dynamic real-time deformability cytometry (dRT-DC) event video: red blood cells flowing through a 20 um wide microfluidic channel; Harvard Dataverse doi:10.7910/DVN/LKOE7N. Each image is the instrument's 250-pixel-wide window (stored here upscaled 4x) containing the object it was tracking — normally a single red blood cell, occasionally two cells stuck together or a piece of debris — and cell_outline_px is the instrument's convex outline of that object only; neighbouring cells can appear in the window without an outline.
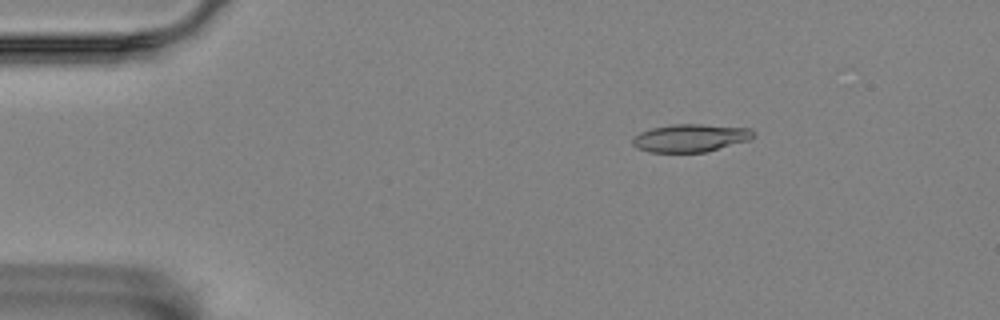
{"species": "Egyptian fruit bat (a non-hibernating species)", "species_latin": "Rousettus aegyptiacus", "temperature_condition": "room temperature", "stored_images_in_passage": 5, "camera_frame_rate_fps": 3000, "um_per_image_px": 0.085, "animal": {"sex": "female"}, "frame": {"image": 1, "passage_image": 3, "time_ms": 0.667, "image_size_px": [1000, 320], "cell_outline_px": [[752, 136], [748, 140], [704, 152], [648, 152], [636, 148], [632, 144], [632, 136], [640, 132], [652, 128], [672, 124], [700, 124], [752, 128]], "centroid_in_image_um": [58.61, 11.72], "position_along_channel_um": 26.4, "area_um2": 19.48}}